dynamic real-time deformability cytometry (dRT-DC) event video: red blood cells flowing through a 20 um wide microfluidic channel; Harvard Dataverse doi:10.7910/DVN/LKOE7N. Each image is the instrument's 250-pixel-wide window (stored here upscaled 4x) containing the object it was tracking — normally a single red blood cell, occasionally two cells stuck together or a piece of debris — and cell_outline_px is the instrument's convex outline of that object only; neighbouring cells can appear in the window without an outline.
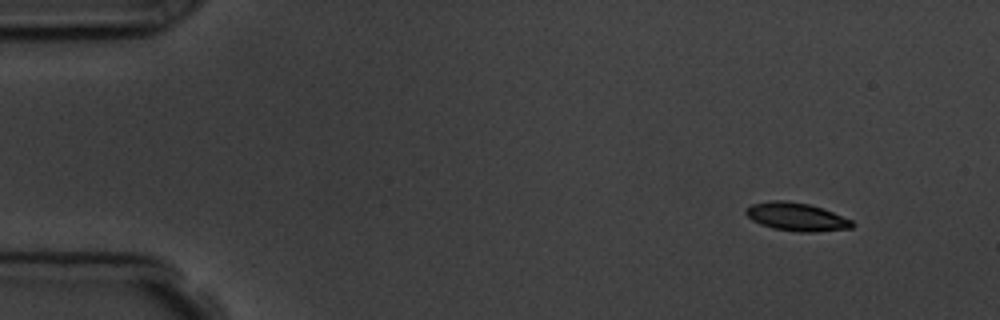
{"species": "common noctule bat (a hibernating species)", "species_latin": "Nyctalus noctula", "temperature_condition": "room temperature", "stored_images_in_passage": 6, "camera_frame_rate_fps": 3000, "um_per_image_px": 0.085, "animal": {"sex": "male", "body_mass_g": 19.5, "forearm_length_mm": 54.6}, "frame": {"image": 1, "passage_image": 2, "time_ms": 1.333, "image_size_px": [1000, 320], "cell_outline_px": [[856, 224], [852, 228], [816, 232], [796, 232], [772, 228], [760, 224], [752, 220], [744, 212], [744, 208], [752, 204], [772, 200], [784, 200], [808, 204], [824, 208], [852, 220]], "centroid_in_image_um": [67.71, 18.43], "position_along_channel_um": 17.3, "area_um2": 17.69}}
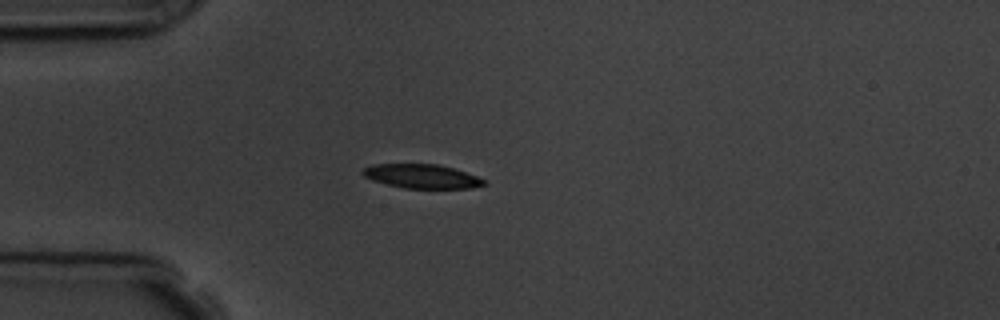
{"frame": {"image": 2, "passage_image": 5, "time_ms": 4.667, "image_size_px": [1000, 320], "cell_outline_px": [[488, 184], [472, 188], [404, 188], [372, 180], [364, 176], [360, 172], [364, 168], [372, 164], [436, 164], [452, 168], [476, 176], [484, 180]], "centroid_in_image_um": [35.83, 14.98], "position_along_channel_um": 49.2, "area_um2": 16.82}}